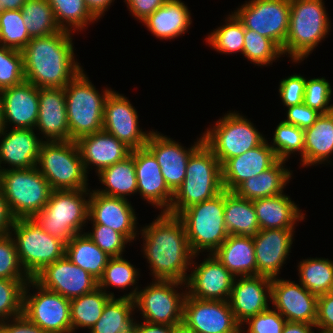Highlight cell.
I'll list each match as a JSON object with an SVG mask.
<instances>
[{
  "label": "cell",
  "mask_w": 333,
  "mask_h": 333,
  "mask_svg": "<svg viewBox=\"0 0 333 333\" xmlns=\"http://www.w3.org/2000/svg\"><path fill=\"white\" fill-rule=\"evenodd\" d=\"M233 13L245 29L273 40L283 49L289 27L290 0L245 1Z\"/></svg>",
  "instance_id": "14"
},
{
  "label": "cell",
  "mask_w": 333,
  "mask_h": 333,
  "mask_svg": "<svg viewBox=\"0 0 333 333\" xmlns=\"http://www.w3.org/2000/svg\"><path fill=\"white\" fill-rule=\"evenodd\" d=\"M224 220L229 235L254 238L260 231L253 201L224 190Z\"/></svg>",
  "instance_id": "35"
},
{
  "label": "cell",
  "mask_w": 333,
  "mask_h": 333,
  "mask_svg": "<svg viewBox=\"0 0 333 333\" xmlns=\"http://www.w3.org/2000/svg\"><path fill=\"white\" fill-rule=\"evenodd\" d=\"M333 154V111L321 114L311 127L304 129L303 166L330 163Z\"/></svg>",
  "instance_id": "34"
},
{
  "label": "cell",
  "mask_w": 333,
  "mask_h": 333,
  "mask_svg": "<svg viewBox=\"0 0 333 333\" xmlns=\"http://www.w3.org/2000/svg\"><path fill=\"white\" fill-rule=\"evenodd\" d=\"M315 325L319 332H333V294L318 296Z\"/></svg>",
  "instance_id": "56"
},
{
  "label": "cell",
  "mask_w": 333,
  "mask_h": 333,
  "mask_svg": "<svg viewBox=\"0 0 333 333\" xmlns=\"http://www.w3.org/2000/svg\"><path fill=\"white\" fill-rule=\"evenodd\" d=\"M213 255L235 277L257 275L253 238L229 235Z\"/></svg>",
  "instance_id": "32"
},
{
  "label": "cell",
  "mask_w": 333,
  "mask_h": 333,
  "mask_svg": "<svg viewBox=\"0 0 333 333\" xmlns=\"http://www.w3.org/2000/svg\"><path fill=\"white\" fill-rule=\"evenodd\" d=\"M279 95L284 106L289 107L303 103L306 78L294 74L284 78L279 83Z\"/></svg>",
  "instance_id": "54"
},
{
  "label": "cell",
  "mask_w": 333,
  "mask_h": 333,
  "mask_svg": "<svg viewBox=\"0 0 333 333\" xmlns=\"http://www.w3.org/2000/svg\"><path fill=\"white\" fill-rule=\"evenodd\" d=\"M225 23L217 29H214L213 32L206 37V42L215 51L221 52L222 54H236L238 52L243 54L245 42V28L243 23L233 12L228 15Z\"/></svg>",
  "instance_id": "44"
},
{
  "label": "cell",
  "mask_w": 333,
  "mask_h": 333,
  "mask_svg": "<svg viewBox=\"0 0 333 333\" xmlns=\"http://www.w3.org/2000/svg\"><path fill=\"white\" fill-rule=\"evenodd\" d=\"M30 40L21 10H6L0 14V45L21 51Z\"/></svg>",
  "instance_id": "47"
},
{
  "label": "cell",
  "mask_w": 333,
  "mask_h": 333,
  "mask_svg": "<svg viewBox=\"0 0 333 333\" xmlns=\"http://www.w3.org/2000/svg\"><path fill=\"white\" fill-rule=\"evenodd\" d=\"M134 210L126 199L106 196L94 190L90 193L88 220L92 224L111 227L123 234L130 243L139 234L136 226L137 214Z\"/></svg>",
  "instance_id": "21"
},
{
  "label": "cell",
  "mask_w": 333,
  "mask_h": 333,
  "mask_svg": "<svg viewBox=\"0 0 333 333\" xmlns=\"http://www.w3.org/2000/svg\"><path fill=\"white\" fill-rule=\"evenodd\" d=\"M90 193L88 188L52 191L46 206L33 218L45 232L67 243L83 233L88 223Z\"/></svg>",
  "instance_id": "5"
},
{
  "label": "cell",
  "mask_w": 333,
  "mask_h": 333,
  "mask_svg": "<svg viewBox=\"0 0 333 333\" xmlns=\"http://www.w3.org/2000/svg\"><path fill=\"white\" fill-rule=\"evenodd\" d=\"M332 92L330 83L324 77L307 78L303 103L321 114L332 112L333 104H330Z\"/></svg>",
  "instance_id": "52"
},
{
  "label": "cell",
  "mask_w": 333,
  "mask_h": 333,
  "mask_svg": "<svg viewBox=\"0 0 333 333\" xmlns=\"http://www.w3.org/2000/svg\"><path fill=\"white\" fill-rule=\"evenodd\" d=\"M208 255L200 264L193 261L198 254L193 255L194 269L185 282L186 293L201 300L228 301L235 276L213 254Z\"/></svg>",
  "instance_id": "17"
},
{
  "label": "cell",
  "mask_w": 333,
  "mask_h": 333,
  "mask_svg": "<svg viewBox=\"0 0 333 333\" xmlns=\"http://www.w3.org/2000/svg\"><path fill=\"white\" fill-rule=\"evenodd\" d=\"M223 190L221 164L202 143L189 157L183 183L175 191L166 213L177 216L189 206L212 199Z\"/></svg>",
  "instance_id": "4"
},
{
  "label": "cell",
  "mask_w": 333,
  "mask_h": 333,
  "mask_svg": "<svg viewBox=\"0 0 333 333\" xmlns=\"http://www.w3.org/2000/svg\"><path fill=\"white\" fill-rule=\"evenodd\" d=\"M5 333H46L39 326L30 322L23 314L0 323Z\"/></svg>",
  "instance_id": "58"
},
{
  "label": "cell",
  "mask_w": 333,
  "mask_h": 333,
  "mask_svg": "<svg viewBox=\"0 0 333 333\" xmlns=\"http://www.w3.org/2000/svg\"><path fill=\"white\" fill-rule=\"evenodd\" d=\"M37 168L53 191L88 188V175L75 141H44Z\"/></svg>",
  "instance_id": "10"
},
{
  "label": "cell",
  "mask_w": 333,
  "mask_h": 333,
  "mask_svg": "<svg viewBox=\"0 0 333 333\" xmlns=\"http://www.w3.org/2000/svg\"><path fill=\"white\" fill-rule=\"evenodd\" d=\"M260 230L294 229L295 224L304 220L298 204L285 193L253 200Z\"/></svg>",
  "instance_id": "30"
},
{
  "label": "cell",
  "mask_w": 333,
  "mask_h": 333,
  "mask_svg": "<svg viewBox=\"0 0 333 333\" xmlns=\"http://www.w3.org/2000/svg\"><path fill=\"white\" fill-rule=\"evenodd\" d=\"M153 280L150 285L138 290L134 299L135 308L142 312L140 314L144 318L143 321L170 326L181 323L183 303L187 294L185 283L176 280ZM177 287L184 288V293H179Z\"/></svg>",
  "instance_id": "12"
},
{
  "label": "cell",
  "mask_w": 333,
  "mask_h": 333,
  "mask_svg": "<svg viewBox=\"0 0 333 333\" xmlns=\"http://www.w3.org/2000/svg\"><path fill=\"white\" fill-rule=\"evenodd\" d=\"M13 218L9 212L4 198L1 186H0V236L10 233L13 224Z\"/></svg>",
  "instance_id": "59"
},
{
  "label": "cell",
  "mask_w": 333,
  "mask_h": 333,
  "mask_svg": "<svg viewBox=\"0 0 333 333\" xmlns=\"http://www.w3.org/2000/svg\"><path fill=\"white\" fill-rule=\"evenodd\" d=\"M4 124H3V109H2V93L0 90V132L3 130Z\"/></svg>",
  "instance_id": "65"
},
{
  "label": "cell",
  "mask_w": 333,
  "mask_h": 333,
  "mask_svg": "<svg viewBox=\"0 0 333 333\" xmlns=\"http://www.w3.org/2000/svg\"><path fill=\"white\" fill-rule=\"evenodd\" d=\"M31 286L37 293L29 292ZM23 315L46 333H72L70 300L43 288L34 279L25 285Z\"/></svg>",
  "instance_id": "13"
},
{
  "label": "cell",
  "mask_w": 333,
  "mask_h": 333,
  "mask_svg": "<svg viewBox=\"0 0 333 333\" xmlns=\"http://www.w3.org/2000/svg\"><path fill=\"white\" fill-rule=\"evenodd\" d=\"M9 129L3 128L0 132V171L6 169L1 166L2 163L8 164L7 169H29L37 166L40 147L45 140L36 136L38 134H35V129Z\"/></svg>",
  "instance_id": "26"
},
{
  "label": "cell",
  "mask_w": 333,
  "mask_h": 333,
  "mask_svg": "<svg viewBox=\"0 0 333 333\" xmlns=\"http://www.w3.org/2000/svg\"><path fill=\"white\" fill-rule=\"evenodd\" d=\"M188 6L181 0H166L143 22L144 26L157 38L169 40L178 38L188 31L192 23Z\"/></svg>",
  "instance_id": "31"
},
{
  "label": "cell",
  "mask_w": 333,
  "mask_h": 333,
  "mask_svg": "<svg viewBox=\"0 0 333 333\" xmlns=\"http://www.w3.org/2000/svg\"><path fill=\"white\" fill-rule=\"evenodd\" d=\"M10 233L20 263L31 279L47 265L65 256L66 243L45 232L34 218L13 220Z\"/></svg>",
  "instance_id": "9"
},
{
  "label": "cell",
  "mask_w": 333,
  "mask_h": 333,
  "mask_svg": "<svg viewBox=\"0 0 333 333\" xmlns=\"http://www.w3.org/2000/svg\"><path fill=\"white\" fill-rule=\"evenodd\" d=\"M323 0H290V20L282 53L301 63L325 40L331 22ZM306 57V58H305Z\"/></svg>",
  "instance_id": "3"
},
{
  "label": "cell",
  "mask_w": 333,
  "mask_h": 333,
  "mask_svg": "<svg viewBox=\"0 0 333 333\" xmlns=\"http://www.w3.org/2000/svg\"><path fill=\"white\" fill-rule=\"evenodd\" d=\"M244 39L243 56L257 66L271 65L283 55L282 49L273 40L253 30L245 29Z\"/></svg>",
  "instance_id": "45"
},
{
  "label": "cell",
  "mask_w": 333,
  "mask_h": 333,
  "mask_svg": "<svg viewBox=\"0 0 333 333\" xmlns=\"http://www.w3.org/2000/svg\"><path fill=\"white\" fill-rule=\"evenodd\" d=\"M299 284L278 277L273 278L271 302L274 309L287 321L315 324L318 296L308 291L301 283Z\"/></svg>",
  "instance_id": "20"
},
{
  "label": "cell",
  "mask_w": 333,
  "mask_h": 333,
  "mask_svg": "<svg viewBox=\"0 0 333 333\" xmlns=\"http://www.w3.org/2000/svg\"><path fill=\"white\" fill-rule=\"evenodd\" d=\"M286 319L275 309L270 307L258 313L255 316L249 317L242 325L248 326L245 331L243 326L241 333H282L283 327L286 323Z\"/></svg>",
  "instance_id": "53"
},
{
  "label": "cell",
  "mask_w": 333,
  "mask_h": 333,
  "mask_svg": "<svg viewBox=\"0 0 333 333\" xmlns=\"http://www.w3.org/2000/svg\"><path fill=\"white\" fill-rule=\"evenodd\" d=\"M295 229L260 230L253 238L257 275L277 278L293 243Z\"/></svg>",
  "instance_id": "23"
},
{
  "label": "cell",
  "mask_w": 333,
  "mask_h": 333,
  "mask_svg": "<svg viewBox=\"0 0 333 333\" xmlns=\"http://www.w3.org/2000/svg\"><path fill=\"white\" fill-rule=\"evenodd\" d=\"M24 80L22 52L0 45V90L20 84Z\"/></svg>",
  "instance_id": "49"
},
{
  "label": "cell",
  "mask_w": 333,
  "mask_h": 333,
  "mask_svg": "<svg viewBox=\"0 0 333 333\" xmlns=\"http://www.w3.org/2000/svg\"><path fill=\"white\" fill-rule=\"evenodd\" d=\"M278 160L267 140L242 155L228 159L221 166L223 189L234 191L243 181L257 176Z\"/></svg>",
  "instance_id": "29"
},
{
  "label": "cell",
  "mask_w": 333,
  "mask_h": 333,
  "mask_svg": "<svg viewBox=\"0 0 333 333\" xmlns=\"http://www.w3.org/2000/svg\"><path fill=\"white\" fill-rule=\"evenodd\" d=\"M3 124L7 129H34L39 114V88L24 80L22 83L1 90Z\"/></svg>",
  "instance_id": "25"
},
{
  "label": "cell",
  "mask_w": 333,
  "mask_h": 333,
  "mask_svg": "<svg viewBox=\"0 0 333 333\" xmlns=\"http://www.w3.org/2000/svg\"><path fill=\"white\" fill-rule=\"evenodd\" d=\"M43 288L71 300L98 288V280L66 256L47 265L33 278Z\"/></svg>",
  "instance_id": "18"
},
{
  "label": "cell",
  "mask_w": 333,
  "mask_h": 333,
  "mask_svg": "<svg viewBox=\"0 0 333 333\" xmlns=\"http://www.w3.org/2000/svg\"><path fill=\"white\" fill-rule=\"evenodd\" d=\"M287 119L283 120L287 124L295 125L301 129L311 127V125L321 115L318 111L311 109L304 103L287 107Z\"/></svg>",
  "instance_id": "55"
},
{
  "label": "cell",
  "mask_w": 333,
  "mask_h": 333,
  "mask_svg": "<svg viewBox=\"0 0 333 333\" xmlns=\"http://www.w3.org/2000/svg\"><path fill=\"white\" fill-rule=\"evenodd\" d=\"M0 186L12 218H33L46 206L52 188L37 166L0 171Z\"/></svg>",
  "instance_id": "8"
},
{
  "label": "cell",
  "mask_w": 333,
  "mask_h": 333,
  "mask_svg": "<svg viewBox=\"0 0 333 333\" xmlns=\"http://www.w3.org/2000/svg\"><path fill=\"white\" fill-rule=\"evenodd\" d=\"M71 32L31 38L21 50L25 80L38 88H65L83 68L74 59Z\"/></svg>",
  "instance_id": "2"
},
{
  "label": "cell",
  "mask_w": 333,
  "mask_h": 333,
  "mask_svg": "<svg viewBox=\"0 0 333 333\" xmlns=\"http://www.w3.org/2000/svg\"><path fill=\"white\" fill-rule=\"evenodd\" d=\"M272 279L255 275L244 276L233 282L229 304L236 320L242 325L249 317L269 308ZM269 299V300H268Z\"/></svg>",
  "instance_id": "24"
},
{
  "label": "cell",
  "mask_w": 333,
  "mask_h": 333,
  "mask_svg": "<svg viewBox=\"0 0 333 333\" xmlns=\"http://www.w3.org/2000/svg\"><path fill=\"white\" fill-rule=\"evenodd\" d=\"M0 278L10 280H30L23 269L11 233L0 236Z\"/></svg>",
  "instance_id": "50"
},
{
  "label": "cell",
  "mask_w": 333,
  "mask_h": 333,
  "mask_svg": "<svg viewBox=\"0 0 333 333\" xmlns=\"http://www.w3.org/2000/svg\"><path fill=\"white\" fill-rule=\"evenodd\" d=\"M135 301L130 298L111 297L105 304L98 321L90 328V333H122L134 325Z\"/></svg>",
  "instance_id": "38"
},
{
  "label": "cell",
  "mask_w": 333,
  "mask_h": 333,
  "mask_svg": "<svg viewBox=\"0 0 333 333\" xmlns=\"http://www.w3.org/2000/svg\"><path fill=\"white\" fill-rule=\"evenodd\" d=\"M97 175L105 189L98 188L95 192L129 200L126 196L137 193L134 149L127 158L103 169Z\"/></svg>",
  "instance_id": "36"
},
{
  "label": "cell",
  "mask_w": 333,
  "mask_h": 333,
  "mask_svg": "<svg viewBox=\"0 0 333 333\" xmlns=\"http://www.w3.org/2000/svg\"><path fill=\"white\" fill-rule=\"evenodd\" d=\"M138 333H173V326L134 321Z\"/></svg>",
  "instance_id": "60"
},
{
  "label": "cell",
  "mask_w": 333,
  "mask_h": 333,
  "mask_svg": "<svg viewBox=\"0 0 333 333\" xmlns=\"http://www.w3.org/2000/svg\"><path fill=\"white\" fill-rule=\"evenodd\" d=\"M134 163L138 194L161 212H167L174 193L166 185L155 156L146 147L134 149Z\"/></svg>",
  "instance_id": "22"
},
{
  "label": "cell",
  "mask_w": 333,
  "mask_h": 333,
  "mask_svg": "<svg viewBox=\"0 0 333 333\" xmlns=\"http://www.w3.org/2000/svg\"><path fill=\"white\" fill-rule=\"evenodd\" d=\"M139 275L138 269H135L134 265L124 259L123 256L110 257L104 269L103 276L98 280V287L103 289L111 297H115L114 293L107 291V288L116 287L125 290L128 286H133V290L131 289L129 294L120 297L134 300L139 289L136 286Z\"/></svg>",
  "instance_id": "40"
},
{
  "label": "cell",
  "mask_w": 333,
  "mask_h": 333,
  "mask_svg": "<svg viewBox=\"0 0 333 333\" xmlns=\"http://www.w3.org/2000/svg\"><path fill=\"white\" fill-rule=\"evenodd\" d=\"M122 333H138L137 332V328L135 325H133L131 328H129L126 332H122Z\"/></svg>",
  "instance_id": "66"
},
{
  "label": "cell",
  "mask_w": 333,
  "mask_h": 333,
  "mask_svg": "<svg viewBox=\"0 0 333 333\" xmlns=\"http://www.w3.org/2000/svg\"><path fill=\"white\" fill-rule=\"evenodd\" d=\"M70 140L102 131L104 103L112 91L100 94L82 70L64 88Z\"/></svg>",
  "instance_id": "6"
},
{
  "label": "cell",
  "mask_w": 333,
  "mask_h": 333,
  "mask_svg": "<svg viewBox=\"0 0 333 333\" xmlns=\"http://www.w3.org/2000/svg\"><path fill=\"white\" fill-rule=\"evenodd\" d=\"M53 9L55 20L61 30L81 31L87 24L98 19L89 11L84 0H47ZM73 28V29H72Z\"/></svg>",
  "instance_id": "43"
},
{
  "label": "cell",
  "mask_w": 333,
  "mask_h": 333,
  "mask_svg": "<svg viewBox=\"0 0 333 333\" xmlns=\"http://www.w3.org/2000/svg\"><path fill=\"white\" fill-rule=\"evenodd\" d=\"M202 143L203 136H200L187 149L172 138L152 130L145 147L155 156L165 183L173 193L183 183L189 157Z\"/></svg>",
  "instance_id": "19"
},
{
  "label": "cell",
  "mask_w": 333,
  "mask_h": 333,
  "mask_svg": "<svg viewBox=\"0 0 333 333\" xmlns=\"http://www.w3.org/2000/svg\"><path fill=\"white\" fill-rule=\"evenodd\" d=\"M89 11L99 20L114 0H84Z\"/></svg>",
  "instance_id": "61"
},
{
  "label": "cell",
  "mask_w": 333,
  "mask_h": 333,
  "mask_svg": "<svg viewBox=\"0 0 333 333\" xmlns=\"http://www.w3.org/2000/svg\"><path fill=\"white\" fill-rule=\"evenodd\" d=\"M75 142L87 174H89V166H96V173H99L103 169L124 160L132 151L125 143L103 130L82 136Z\"/></svg>",
  "instance_id": "27"
},
{
  "label": "cell",
  "mask_w": 333,
  "mask_h": 333,
  "mask_svg": "<svg viewBox=\"0 0 333 333\" xmlns=\"http://www.w3.org/2000/svg\"><path fill=\"white\" fill-rule=\"evenodd\" d=\"M173 333H198V332L188 327L184 322H181L173 326Z\"/></svg>",
  "instance_id": "64"
},
{
  "label": "cell",
  "mask_w": 333,
  "mask_h": 333,
  "mask_svg": "<svg viewBox=\"0 0 333 333\" xmlns=\"http://www.w3.org/2000/svg\"><path fill=\"white\" fill-rule=\"evenodd\" d=\"M111 298L103 289L94 291L70 300L72 333L75 329H90L101 317L105 304Z\"/></svg>",
  "instance_id": "39"
},
{
  "label": "cell",
  "mask_w": 333,
  "mask_h": 333,
  "mask_svg": "<svg viewBox=\"0 0 333 333\" xmlns=\"http://www.w3.org/2000/svg\"><path fill=\"white\" fill-rule=\"evenodd\" d=\"M313 327L316 328V325L305 322L286 321L282 333H315Z\"/></svg>",
  "instance_id": "62"
},
{
  "label": "cell",
  "mask_w": 333,
  "mask_h": 333,
  "mask_svg": "<svg viewBox=\"0 0 333 333\" xmlns=\"http://www.w3.org/2000/svg\"><path fill=\"white\" fill-rule=\"evenodd\" d=\"M138 116L127 97L111 91L104 103L102 130L115 136L132 150L143 148L152 131H143L139 127Z\"/></svg>",
  "instance_id": "15"
},
{
  "label": "cell",
  "mask_w": 333,
  "mask_h": 333,
  "mask_svg": "<svg viewBox=\"0 0 333 333\" xmlns=\"http://www.w3.org/2000/svg\"><path fill=\"white\" fill-rule=\"evenodd\" d=\"M92 228V232L85 233L102 251L109 257L123 256L125 245L130 243L123 234L101 224H93Z\"/></svg>",
  "instance_id": "51"
},
{
  "label": "cell",
  "mask_w": 333,
  "mask_h": 333,
  "mask_svg": "<svg viewBox=\"0 0 333 333\" xmlns=\"http://www.w3.org/2000/svg\"><path fill=\"white\" fill-rule=\"evenodd\" d=\"M21 11L30 38L44 37L61 31L47 0H27Z\"/></svg>",
  "instance_id": "42"
},
{
  "label": "cell",
  "mask_w": 333,
  "mask_h": 333,
  "mask_svg": "<svg viewBox=\"0 0 333 333\" xmlns=\"http://www.w3.org/2000/svg\"><path fill=\"white\" fill-rule=\"evenodd\" d=\"M45 141H69L70 130L64 88H39V114L35 128Z\"/></svg>",
  "instance_id": "28"
},
{
  "label": "cell",
  "mask_w": 333,
  "mask_h": 333,
  "mask_svg": "<svg viewBox=\"0 0 333 333\" xmlns=\"http://www.w3.org/2000/svg\"><path fill=\"white\" fill-rule=\"evenodd\" d=\"M285 163L278 160L272 167L243 181L234 192L251 201L284 193L283 189L292 178V170L285 168Z\"/></svg>",
  "instance_id": "33"
},
{
  "label": "cell",
  "mask_w": 333,
  "mask_h": 333,
  "mask_svg": "<svg viewBox=\"0 0 333 333\" xmlns=\"http://www.w3.org/2000/svg\"><path fill=\"white\" fill-rule=\"evenodd\" d=\"M65 256L97 280L103 276L110 258L85 232L76 234L66 243Z\"/></svg>",
  "instance_id": "37"
},
{
  "label": "cell",
  "mask_w": 333,
  "mask_h": 333,
  "mask_svg": "<svg viewBox=\"0 0 333 333\" xmlns=\"http://www.w3.org/2000/svg\"><path fill=\"white\" fill-rule=\"evenodd\" d=\"M143 254L154 279L186 282L193 253L185 227L175 215L161 212L149 225L140 229Z\"/></svg>",
  "instance_id": "1"
},
{
  "label": "cell",
  "mask_w": 333,
  "mask_h": 333,
  "mask_svg": "<svg viewBox=\"0 0 333 333\" xmlns=\"http://www.w3.org/2000/svg\"><path fill=\"white\" fill-rule=\"evenodd\" d=\"M27 0H0V14L6 10H21Z\"/></svg>",
  "instance_id": "63"
},
{
  "label": "cell",
  "mask_w": 333,
  "mask_h": 333,
  "mask_svg": "<svg viewBox=\"0 0 333 333\" xmlns=\"http://www.w3.org/2000/svg\"><path fill=\"white\" fill-rule=\"evenodd\" d=\"M177 217L182 221L191 252L213 254L229 236L224 220V190L201 203L181 211Z\"/></svg>",
  "instance_id": "7"
},
{
  "label": "cell",
  "mask_w": 333,
  "mask_h": 333,
  "mask_svg": "<svg viewBox=\"0 0 333 333\" xmlns=\"http://www.w3.org/2000/svg\"><path fill=\"white\" fill-rule=\"evenodd\" d=\"M166 0H124L127 8L134 18L143 22L149 15L153 14Z\"/></svg>",
  "instance_id": "57"
},
{
  "label": "cell",
  "mask_w": 333,
  "mask_h": 333,
  "mask_svg": "<svg viewBox=\"0 0 333 333\" xmlns=\"http://www.w3.org/2000/svg\"><path fill=\"white\" fill-rule=\"evenodd\" d=\"M198 333H241L229 301L201 300L186 294L183 321Z\"/></svg>",
  "instance_id": "16"
},
{
  "label": "cell",
  "mask_w": 333,
  "mask_h": 333,
  "mask_svg": "<svg viewBox=\"0 0 333 333\" xmlns=\"http://www.w3.org/2000/svg\"><path fill=\"white\" fill-rule=\"evenodd\" d=\"M28 281L0 278V323L23 314V293Z\"/></svg>",
  "instance_id": "48"
},
{
  "label": "cell",
  "mask_w": 333,
  "mask_h": 333,
  "mask_svg": "<svg viewBox=\"0 0 333 333\" xmlns=\"http://www.w3.org/2000/svg\"><path fill=\"white\" fill-rule=\"evenodd\" d=\"M201 135L203 143L218 158L221 166L228 159L256 148L267 139L251 121L235 111L225 114L214 127L207 128Z\"/></svg>",
  "instance_id": "11"
},
{
  "label": "cell",
  "mask_w": 333,
  "mask_h": 333,
  "mask_svg": "<svg viewBox=\"0 0 333 333\" xmlns=\"http://www.w3.org/2000/svg\"><path fill=\"white\" fill-rule=\"evenodd\" d=\"M270 147L279 160L288 161L291 154H300L303 166L304 130L283 120L277 125Z\"/></svg>",
  "instance_id": "46"
},
{
  "label": "cell",
  "mask_w": 333,
  "mask_h": 333,
  "mask_svg": "<svg viewBox=\"0 0 333 333\" xmlns=\"http://www.w3.org/2000/svg\"><path fill=\"white\" fill-rule=\"evenodd\" d=\"M329 293H330V294H333V280H332V285H331V288H330V290H329Z\"/></svg>",
  "instance_id": "67"
},
{
  "label": "cell",
  "mask_w": 333,
  "mask_h": 333,
  "mask_svg": "<svg viewBox=\"0 0 333 333\" xmlns=\"http://www.w3.org/2000/svg\"><path fill=\"white\" fill-rule=\"evenodd\" d=\"M299 282L319 296L329 293L333 280V261L328 258H307L298 264Z\"/></svg>",
  "instance_id": "41"
}]
</instances>
